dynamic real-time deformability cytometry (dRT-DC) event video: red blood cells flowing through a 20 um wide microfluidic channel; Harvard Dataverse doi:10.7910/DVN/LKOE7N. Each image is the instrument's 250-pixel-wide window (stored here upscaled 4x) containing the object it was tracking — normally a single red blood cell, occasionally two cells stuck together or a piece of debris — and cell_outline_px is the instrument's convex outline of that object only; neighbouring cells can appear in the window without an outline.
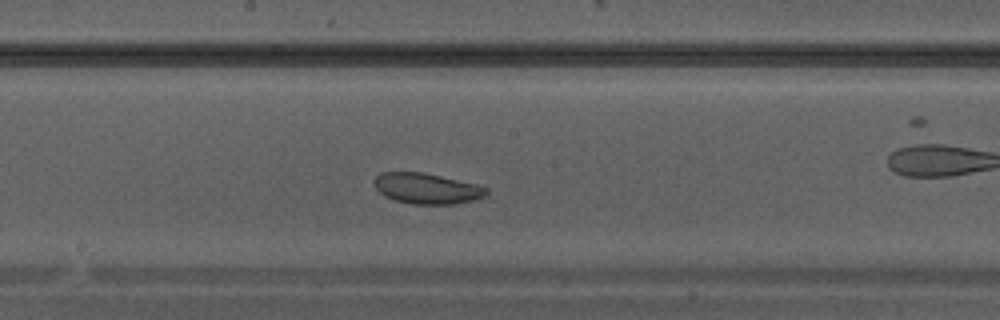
{"species": "Egyptian fruit bat (a non-hibernating species)", "species_latin": "Rousettus aegyptiacus", "temperature_condition": "warm", "stored_images_in_passage": 31, "camera_frame_rate_fps": 3000, "um_per_image_px": 0.085, "animal": {"sex": "male"}, "frame": {"image": 1, "passage_image": 14, "time_ms": 4.333, "image_size_px": [1000, 320], "cell_outline_px": [[488, 192], [484, 196], [472, 200], [456, 204], [412, 204], [392, 200], [384, 196], [376, 188], [376, 176], [380, 172], [424, 172], [476, 184], [488, 188]], "centroid_in_image_um": [36.28, 16.02], "position_along_channel_um": 211.9, "area_um2": 20.0}}